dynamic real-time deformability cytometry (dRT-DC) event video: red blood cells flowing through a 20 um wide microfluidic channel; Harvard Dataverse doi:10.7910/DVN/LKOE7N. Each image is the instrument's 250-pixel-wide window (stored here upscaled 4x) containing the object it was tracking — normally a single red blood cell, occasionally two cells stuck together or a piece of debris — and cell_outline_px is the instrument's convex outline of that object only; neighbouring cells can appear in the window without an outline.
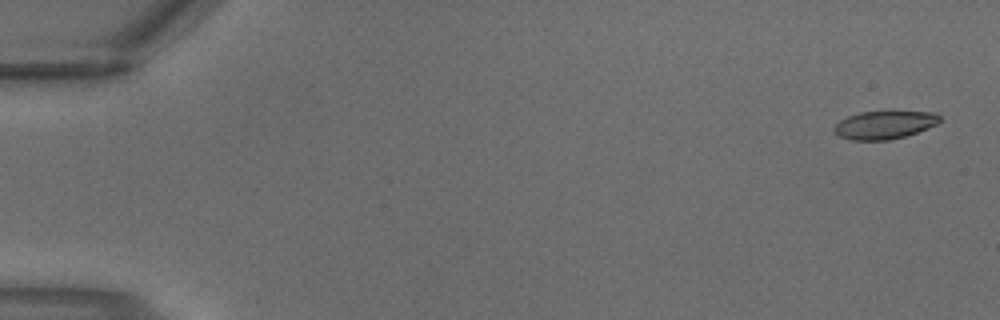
{"species": "common noctule bat (a hibernating species)", "species_latin": "Nyctalus noctula", "temperature_condition": "warm", "stored_images_in_passage": 2, "camera_frame_rate_fps": 3000, "um_per_image_px": 0.085, "animal": {"sex": "male", "body_mass_g": 18.8}, "frame": {"image": 1, "passage_image": 2, "time_ms": 0.333, "image_size_px": [1000, 320], "cell_outline_px": [[940, 120], [936, 124], [928, 128], [904, 136], [888, 140], [852, 140], [840, 136], [832, 128], [840, 120], [848, 116], [860, 112], [892, 108], [936, 112], [940, 116]], "centroid_in_image_um": [75.23, 10.54], "position_along_channel_um": 9.8, "area_um2": 18.09}}